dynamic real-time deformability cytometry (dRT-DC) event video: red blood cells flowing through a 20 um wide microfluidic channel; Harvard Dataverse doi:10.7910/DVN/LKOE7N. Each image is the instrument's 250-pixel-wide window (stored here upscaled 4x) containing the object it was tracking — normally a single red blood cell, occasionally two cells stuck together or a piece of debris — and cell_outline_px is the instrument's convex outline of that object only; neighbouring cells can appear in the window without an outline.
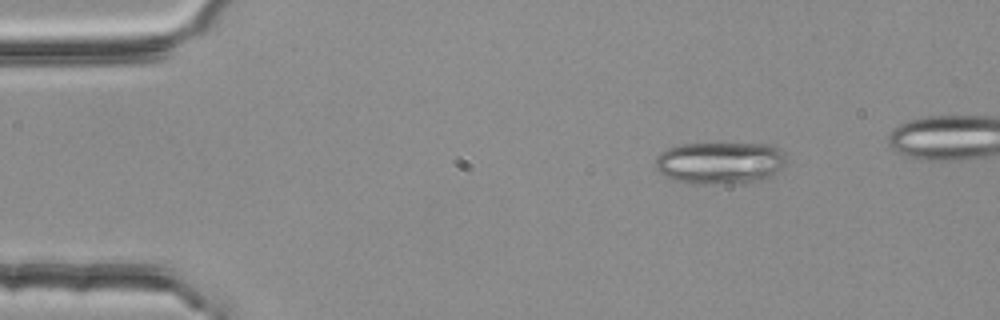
{"species": "common noctule bat (a hibernating species)", "species_latin": "Nyctalus noctula", "temperature_condition": "room temperature", "stored_images_in_passage": 43, "camera_frame_rate_fps": 3000, "um_per_image_px": 0.085, "animal": {"sex": "female", "body_mass_g": 25.1}, "frame": {"image": 1, "passage_image": 1, "time_ms": 0.0, "image_size_px": [1000, 320], "cell_outline_px": [[784, 164], [772, 176], [764, 180], [712, 184], [704, 184], [672, 180], [664, 176], [652, 164], [656, 156], [660, 152], [668, 148], [680, 144], [772, 144], [784, 156]], "centroid_in_image_um": [61.13, 13.84], "position_along_channel_um": 23.9, "area_um2": 32.02}}
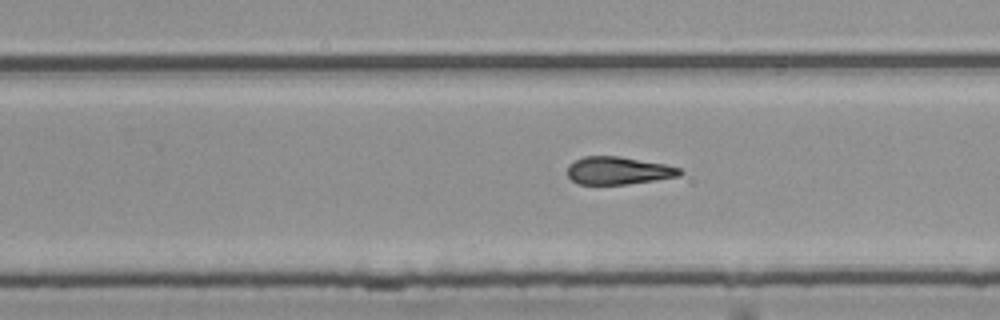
{"frame": {"image": 2, "passage_image": 27, "time_ms": 8.667, "image_size_px": [1000, 320], "cell_outline_px": [[684, 172], [680, 176], [628, 184], [576, 184], [568, 176], [568, 164], [584, 156], [620, 156], [664, 164], [680, 168]], "centroid_in_image_um": [52.55, 14.5], "position_along_channel_um": 277.2, "area_um2": 18.15}}
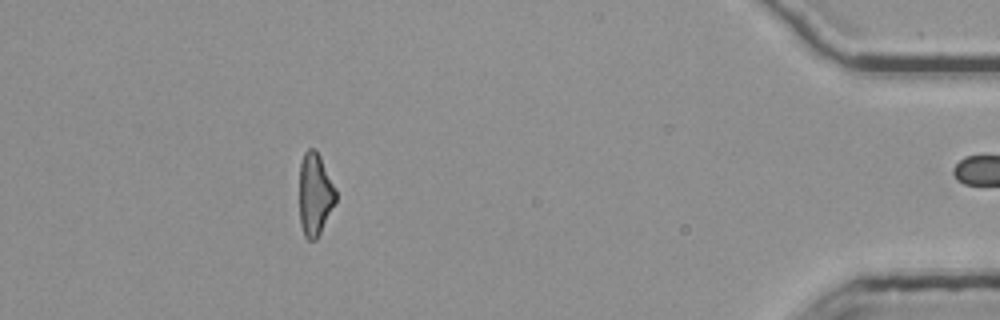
{"frame": {"image": 3, "passage_image": 42, "time_ms": 13.667, "image_size_px": [1000, 320], "cell_outline_px": [[336, 200], [316, 240], [308, 240], [304, 236], [300, 224], [300, 164], [304, 152], [308, 148], [316, 148], [336, 188]], "centroid_in_image_um": [26.76, 16.49], "position_along_channel_um": 408.4, "area_um2": 17.46}, "authors_computed_cell_mechanics": {"area_um2": 19.074, "velocity_mm_per_s": 3.7891, "shape_relaxation_time_tau1_ms": null, "shape_relaxation_time_tau2_ms": 4.232, "deformation_change_tau1": null, "deformation_change_tau2": 0.153}}